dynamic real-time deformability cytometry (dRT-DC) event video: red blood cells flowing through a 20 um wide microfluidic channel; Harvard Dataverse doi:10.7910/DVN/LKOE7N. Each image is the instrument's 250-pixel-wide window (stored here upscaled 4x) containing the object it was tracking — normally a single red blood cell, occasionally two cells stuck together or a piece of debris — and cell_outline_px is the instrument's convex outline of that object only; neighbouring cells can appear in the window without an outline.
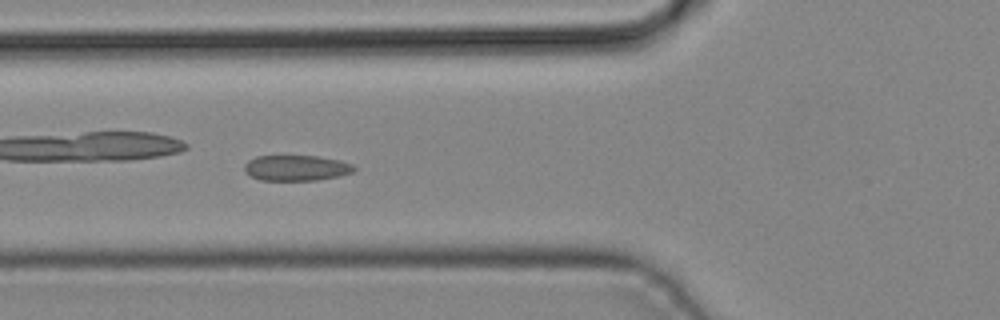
{"species": "common noctule bat (a hibernating species)", "species_latin": "Nyctalus noctula", "temperature_condition": "cold", "stored_images_in_passage": 45, "camera_frame_rate_fps": 3000, "um_per_image_px": 0.085, "animal": {"sex": "male", "body_mass_g": 19.2, "forearm_length_mm": 51.8}, "frame": {"image": 1, "passage_image": 16, "time_ms": 5.0, "image_size_px": [1000, 320], "cell_outline_px": [[356, 168], [352, 172], [340, 176], [316, 180], [260, 180], [244, 172], [244, 164], [248, 160], [256, 156], [316, 156], [340, 160], [352, 164]], "centroid_in_image_um": [25.17, 14.27], "position_along_channel_um": 100.6, "area_um2": 16.36}}
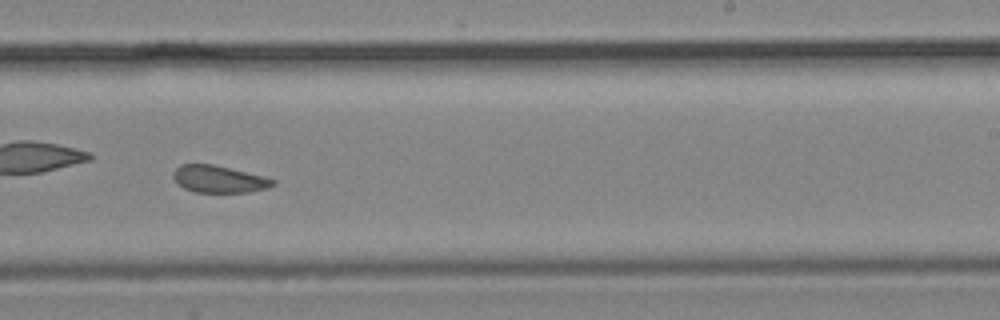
{"frame": {"image": 2, "passage_image": 27, "time_ms": 8.667, "image_size_px": [1000, 320], "cell_outline_px": [[276, 184], [268, 188], [248, 192], [196, 192], [184, 188], [176, 184], [172, 176], [172, 172], [180, 164], [212, 164], [264, 176], [276, 180]], "centroid_in_image_um": [18.59, 15.22], "position_along_channel_um": 270.4, "area_um2": 15.84}}
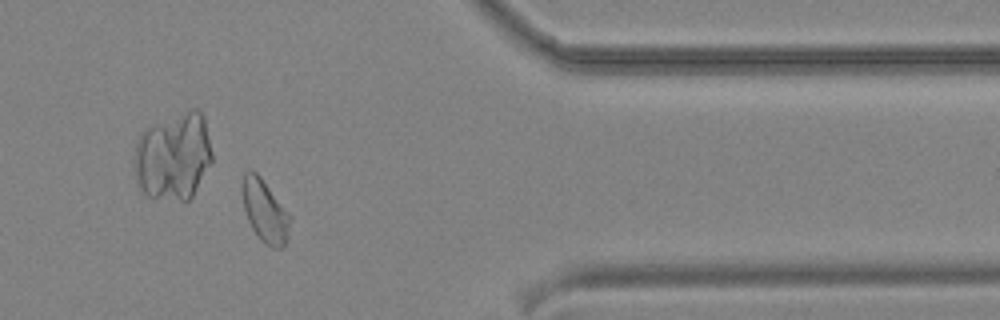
{"frame": {"image": 3, "passage_image": 36, "time_ms": 11.667, "image_size_px": [1000, 320], "cell_outline_px": [[292, 220], [288, 236], [284, 248], [272, 248], [264, 244], [260, 240], [252, 228], [248, 220], [244, 208], [240, 188], [244, 172], [248, 168], [252, 168], [260, 176], [292, 216]], "centroid_in_image_um": [22.51, 17.92], "position_along_channel_um": 388.9, "area_um2": 17.98}}